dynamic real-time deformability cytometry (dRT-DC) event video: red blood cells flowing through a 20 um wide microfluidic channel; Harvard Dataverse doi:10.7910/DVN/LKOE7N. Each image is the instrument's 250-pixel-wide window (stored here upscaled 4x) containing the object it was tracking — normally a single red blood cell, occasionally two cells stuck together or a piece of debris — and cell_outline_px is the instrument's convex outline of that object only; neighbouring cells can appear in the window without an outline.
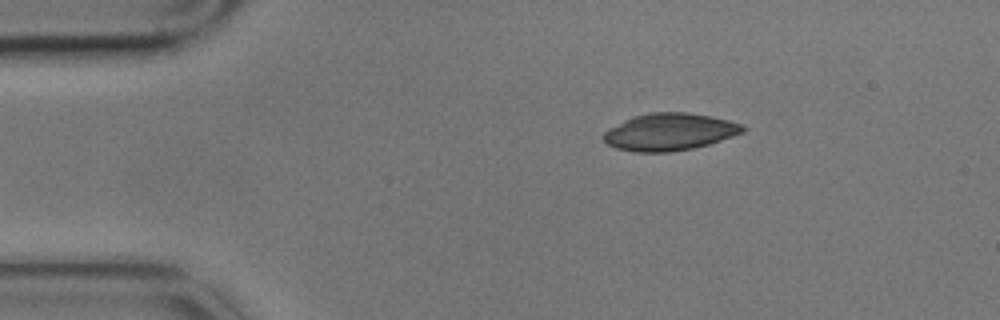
{"species": "common noctule bat (a hibernating species)", "species_latin": "Nyctalus noctula", "temperature_condition": "cold", "stored_images_in_passage": 5, "camera_frame_rate_fps": 3000, "um_per_image_px": 0.085, "animal": {"sex": "male", "body_mass_g": 17.9}, "frame": {"image": 1, "passage_image": 1, "time_ms": 0.0, "image_size_px": [1000, 320], "cell_outline_px": [[748, 128], [744, 132], [708, 144], [692, 148], [668, 152], [636, 152], [616, 148], [608, 144], [600, 136], [608, 128], [632, 116], [648, 112], [684, 112], [712, 116], [744, 124]], "centroid_in_image_um": [56.9, 11.2], "position_along_channel_um": 28.1, "area_um2": 30.35}}